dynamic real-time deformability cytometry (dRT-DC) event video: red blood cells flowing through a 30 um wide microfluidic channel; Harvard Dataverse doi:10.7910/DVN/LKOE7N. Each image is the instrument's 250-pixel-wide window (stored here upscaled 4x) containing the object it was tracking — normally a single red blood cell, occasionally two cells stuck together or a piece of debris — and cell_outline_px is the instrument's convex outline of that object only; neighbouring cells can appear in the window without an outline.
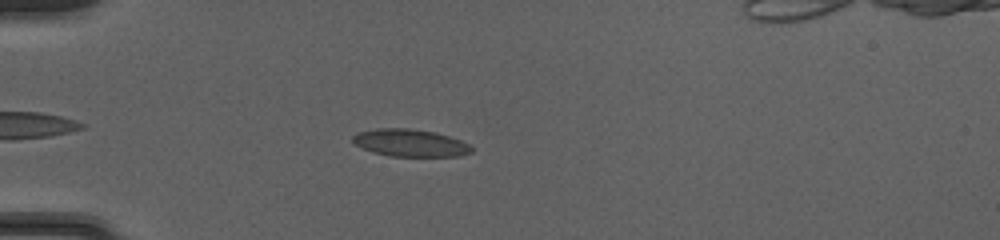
{"species": "common noctule bat (a hibernating species)", "species_latin": "Nyctalus noctula", "temperature_condition": "cold", "stored_images_in_passage": 44, "segment_of_instrument_passage": [1, 2], "camera_frame_rate_fps": 3000, "um_per_image_px": 0.085, "animal": {"sex": "female", "body_mass_g": 20.0, "forearm_length_mm": 54.0}, "frame": {"image": 1, "passage_image": 7, "time_ms": 2.0, "image_size_px": [1000, 240], "cell_outline_px": [[472, 152], [460, 156], [388, 156], [372, 152], [356, 144], [352, 140], [352, 136], [356, 132], [376, 128], [408, 128], [436, 132], [460, 140], [468, 144], [472, 148]], "centroid_in_image_um": [34.84, 12.14], "position_along_channel_um": 50.2, "area_um2": 18.96}}
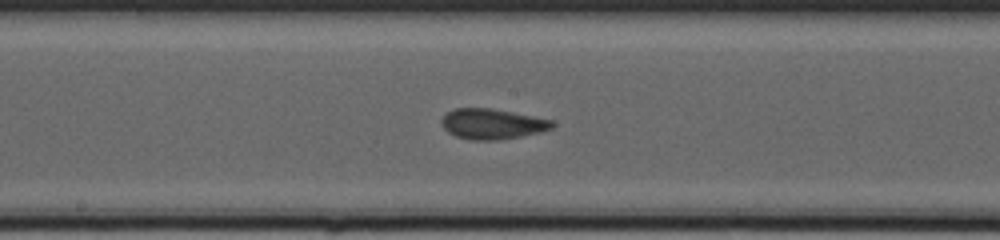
{"frame": {"image": 2, "passage_image": 20, "time_ms": 6.333, "image_size_px": [1000, 240], "cell_outline_px": [[556, 124], [552, 128], [540, 132], [520, 136], [496, 140], [472, 140], [456, 136], [448, 132], [444, 128], [440, 120], [448, 112], [456, 108], [492, 108], [552, 120]], "centroid_in_image_um": [41.84, 10.53], "position_along_channel_um": 206.4, "area_um2": 19.42}}
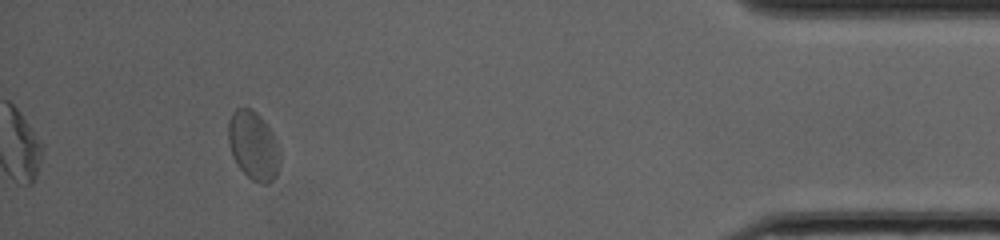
{"frame": {"image": 3, "passage_image": 39, "time_ms": 12.667, "image_size_px": [1000, 240], "cell_outline_px": [[280, 160], [276, 176], [272, 180], [264, 184], [260, 184], [252, 180], [240, 168], [232, 152], [228, 140], [228, 124], [232, 112], [236, 108], [252, 108], [268, 124], [272, 132], [280, 152]], "centroid_in_image_um": [21.55, 12.35], "position_along_channel_um": 413.7, "area_um2": 20.52}}